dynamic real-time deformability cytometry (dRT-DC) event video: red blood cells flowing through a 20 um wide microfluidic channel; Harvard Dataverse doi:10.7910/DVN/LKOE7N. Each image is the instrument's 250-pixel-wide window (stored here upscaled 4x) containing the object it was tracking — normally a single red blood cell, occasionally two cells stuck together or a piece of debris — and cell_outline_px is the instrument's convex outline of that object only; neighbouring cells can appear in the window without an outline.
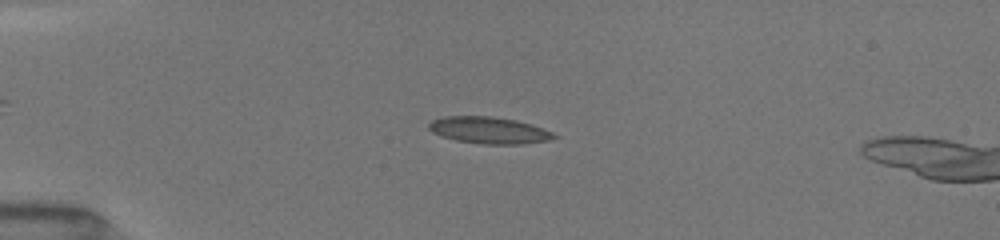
{"species": "common noctule bat (a hibernating species)", "species_latin": "Nyctalus noctula", "temperature_condition": "room temperature", "stored_images_in_passage": 39, "camera_frame_rate_fps": 3000, "um_per_image_px": 0.085, "animal": {"sex": "female", "body_mass_g": 19.5, "forearm_length_mm": 54.1}, "frame": {"image": 1, "passage_image": 17, "time_ms": 4.333, "image_size_px": [1000, 240], "cell_outline_px": [[560, 136], [548, 140], [524, 144], [484, 144], [456, 140], [432, 132], [428, 128], [428, 124], [432, 120], [448, 116], [488, 116], [512, 120], [528, 124], [552, 132]], "centroid_in_image_um": [41.55, 11.08], "position_along_channel_um": 43.5, "area_um2": 19.07}}
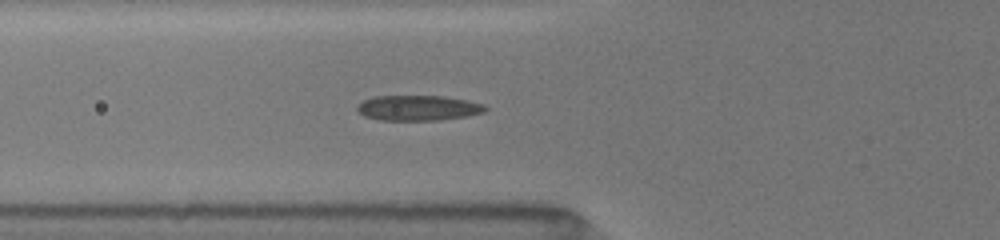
{"frame": {"image": 2, "passage_image": 31, "time_ms": 6.333, "image_size_px": [1000, 240], "cell_outline_px": [[488, 108], [484, 112], [464, 116], [440, 120], [380, 120], [364, 116], [356, 108], [364, 100], [376, 96], [444, 96], [484, 104]], "centroid_in_image_um": [35.54, 9.17], "position_along_channel_um": 90.3, "area_um2": 18.61}}
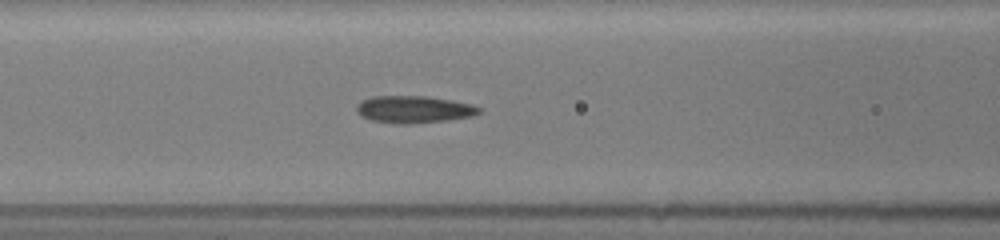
{"frame": {"image": 3, "passage_image": 37, "time_ms": 7.333, "image_size_px": [1000, 240], "cell_outline_px": [[480, 112], [472, 116], [444, 120], [408, 124], [396, 124], [372, 120], [364, 116], [356, 108], [364, 100], [372, 96], [424, 96], [452, 100], [472, 104], [480, 108]], "centroid_in_image_um": [35.22, 9.29], "position_along_channel_um": 131.4, "area_um2": 18.96}}